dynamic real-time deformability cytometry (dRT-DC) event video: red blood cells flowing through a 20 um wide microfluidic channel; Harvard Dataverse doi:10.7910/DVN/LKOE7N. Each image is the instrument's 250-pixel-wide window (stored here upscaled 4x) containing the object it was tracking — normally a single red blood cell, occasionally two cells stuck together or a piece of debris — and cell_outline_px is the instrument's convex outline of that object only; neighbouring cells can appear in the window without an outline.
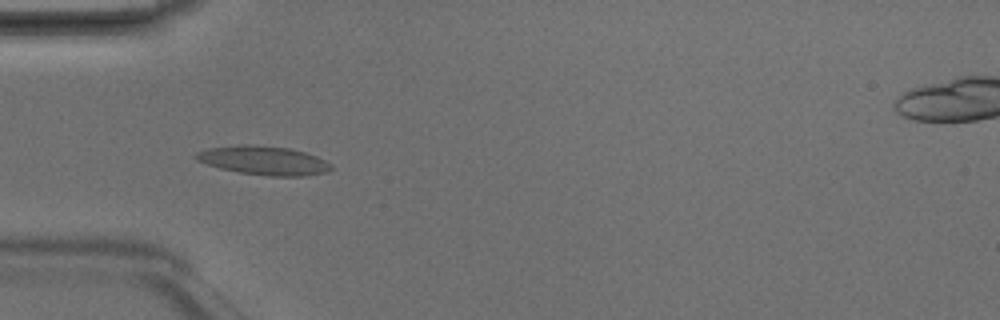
{"species": "Egyptian fruit bat (a non-hibernating species)", "species_latin": "Rousettus aegyptiacus", "temperature_condition": "room temperature", "stored_images_in_passage": 6, "camera_frame_rate_fps": 3000, "um_per_image_px": 0.085, "animal": {"sex": "male"}, "frame": {"image": 1, "passage_image": 4, "time_ms": 1.0, "image_size_px": [1000, 320], "cell_outline_px": [[332, 168], [328, 172], [304, 176], [268, 176], [240, 172], [220, 168], [196, 160], [192, 156], [196, 152], [208, 148], [248, 144], [288, 148], [304, 152], [316, 156], [332, 164]], "centroid_in_image_um": [22.41, 13.64], "position_along_channel_um": 62.6, "area_um2": 22.6}}